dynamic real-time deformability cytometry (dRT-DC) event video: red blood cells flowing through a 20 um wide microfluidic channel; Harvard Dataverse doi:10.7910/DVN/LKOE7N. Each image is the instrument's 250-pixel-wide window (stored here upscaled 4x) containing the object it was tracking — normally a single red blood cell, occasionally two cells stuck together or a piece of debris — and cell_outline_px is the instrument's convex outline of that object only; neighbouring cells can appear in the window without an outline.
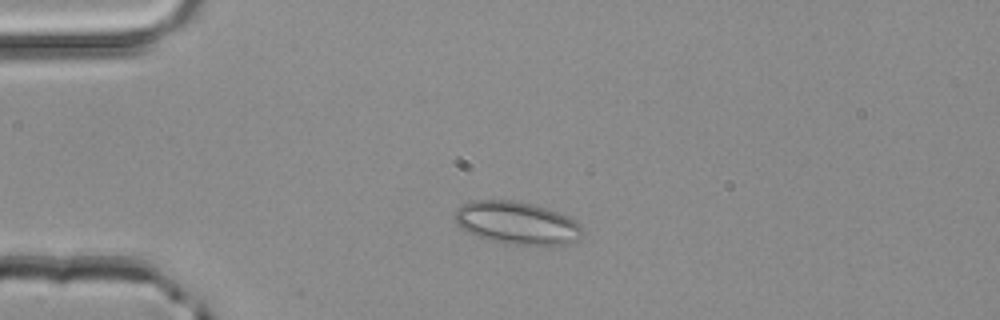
{"species": "common noctule bat (a hibernating species)", "species_latin": "Nyctalus noctula", "temperature_condition": "room temperature", "stored_images_in_passage": 2, "camera_frame_rate_fps": 3000, "um_per_image_px": 0.085, "animal": {"sex": "male", "body_mass_g": 20.4}, "frame": {"image": 1, "passage_image": 1, "time_ms": 0.0, "image_size_px": [1000, 320], "cell_outline_px": [[584, 232], [580, 240], [568, 244], [504, 244], [488, 240], [476, 236], [460, 228], [456, 220], [456, 208], [472, 200], [516, 200], [548, 208], [568, 216], [576, 220], [580, 224]], "centroid_in_image_um": [43.97, 18.95], "position_along_channel_um": 41.0, "area_um2": 31.96}}
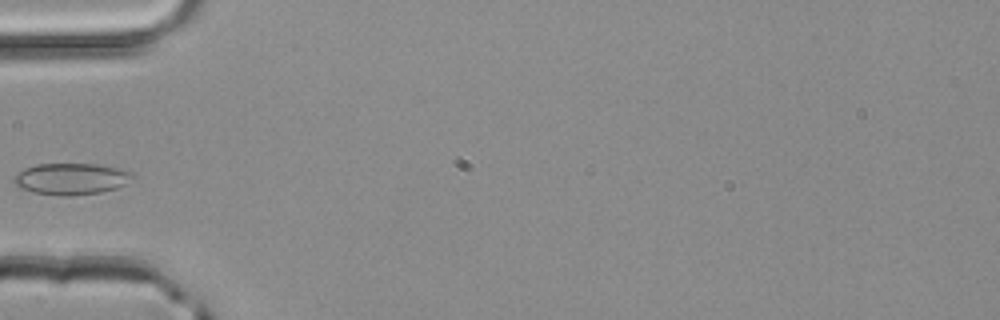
{"frame": {"image": 2, "passage_image": 2, "time_ms": 0.333, "image_size_px": [1000, 320], "cell_outline_px": [[136, 176], [124, 184], [116, 188], [100, 192], [68, 196], [56, 196], [32, 192], [16, 184], [12, 180], [12, 176], [24, 168], [36, 164], [96, 164], [120, 168], [132, 172]], "centroid_in_image_um": [6.04, 15.2], "position_along_channel_um": 79.0, "area_um2": 21.85}}